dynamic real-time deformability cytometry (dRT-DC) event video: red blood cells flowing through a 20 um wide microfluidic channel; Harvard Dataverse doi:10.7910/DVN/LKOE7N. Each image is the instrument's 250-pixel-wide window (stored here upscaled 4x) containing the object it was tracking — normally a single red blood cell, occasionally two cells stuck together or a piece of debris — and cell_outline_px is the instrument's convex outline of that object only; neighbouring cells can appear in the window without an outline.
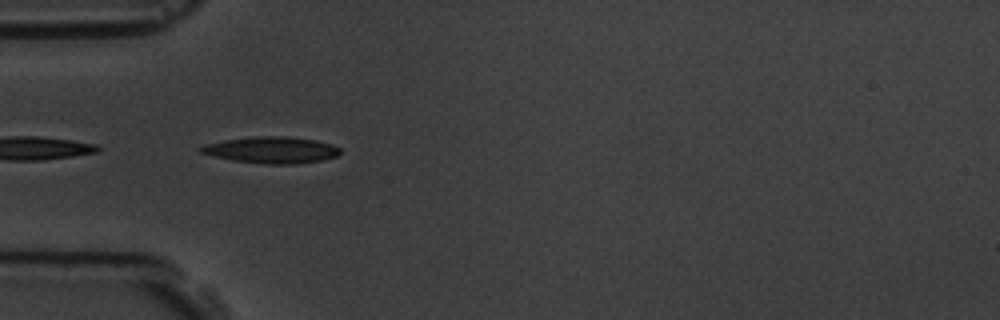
{"species": "common noctule bat (a hibernating species)", "species_latin": "Nyctalus noctula", "temperature_condition": "room temperature", "stored_images_in_passage": 8, "camera_frame_rate_fps": 3000, "um_per_image_px": 0.085, "animal": {"sex": "male", "body_mass_g": 19.5, "forearm_length_mm": 54.6}, "frame": {"image": 1, "passage_image": 5, "time_ms": 4.667, "image_size_px": [1000, 320], "cell_outline_px": [[340, 152], [336, 156], [324, 160], [296, 164], [264, 164], [232, 160], [200, 152], [196, 148], [204, 144], [224, 140], [252, 136], [288, 136], [316, 140], [332, 144], [340, 148]], "centroid_in_image_um": [23.08, 12.74], "position_along_channel_um": 61.9, "area_um2": 21.68}}
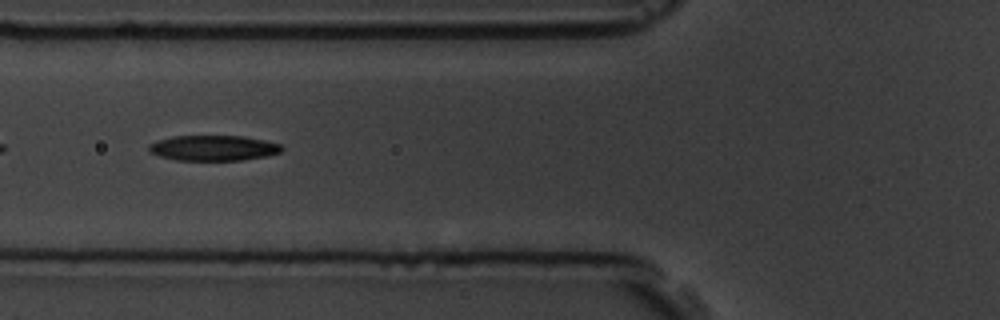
{"frame": {"image": 2, "passage_image": 6, "time_ms": 6.0, "image_size_px": [1000, 320], "cell_outline_px": [[284, 148], [280, 152], [268, 156], [240, 160], [176, 160], [160, 156], [152, 152], [148, 148], [148, 144], [156, 140], [172, 136], [244, 136], [264, 140], [280, 144]], "centroid_in_image_um": [18.14, 12.57], "position_along_channel_um": 107.7, "area_um2": 19.65}}
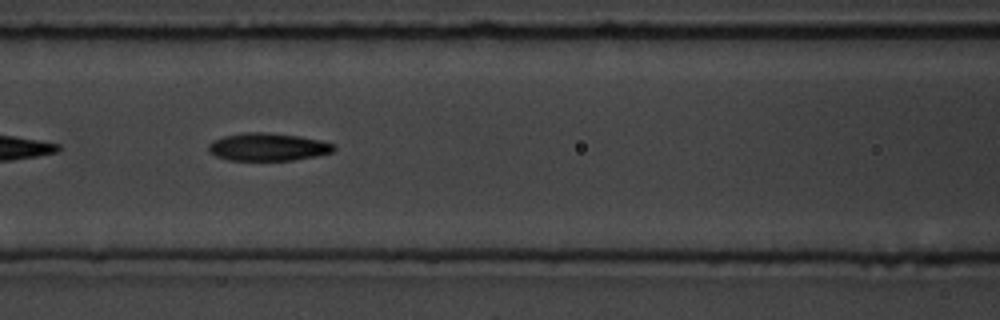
{"frame": {"image": 3, "passage_image": 7, "time_ms": 7.0, "image_size_px": [1000, 320], "cell_outline_px": [[336, 148], [332, 152], [316, 156], [292, 160], [228, 160], [216, 156], [208, 152], [208, 144], [212, 140], [224, 136], [244, 132], [264, 132], [300, 136], [320, 140], [336, 144]], "centroid_in_image_um": [22.76, 12.48], "position_along_channel_um": 143.8, "area_um2": 20.4}}